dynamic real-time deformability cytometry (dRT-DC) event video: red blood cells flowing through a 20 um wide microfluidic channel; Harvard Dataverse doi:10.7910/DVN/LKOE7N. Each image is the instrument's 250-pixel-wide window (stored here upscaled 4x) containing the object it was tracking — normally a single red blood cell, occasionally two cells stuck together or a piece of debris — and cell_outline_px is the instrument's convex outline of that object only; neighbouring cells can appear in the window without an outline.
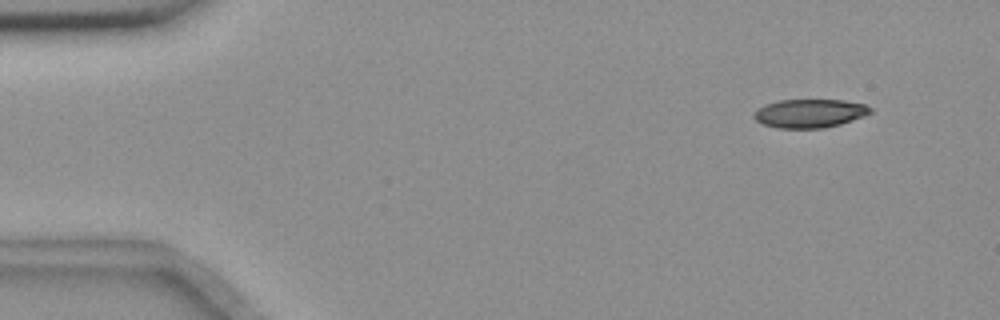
{"species": "common noctule bat (a hibernating species)", "species_latin": "Nyctalus noctula", "temperature_condition": "room temperature", "stored_images_in_passage": 4, "camera_frame_rate_fps": 3000, "um_per_image_px": 0.085, "animal": {"sex": "female", "body_mass_g": 18.4}, "frame": {"image": 1, "passage_image": 1, "time_ms": 0.0, "image_size_px": [1000, 320], "cell_outline_px": [[872, 112], [864, 116], [840, 124], [824, 128], [780, 128], [764, 124], [756, 120], [752, 116], [752, 112], [764, 104], [780, 100], [840, 100], [864, 104], [872, 108]], "centroid_in_image_um": [68.8, 9.63], "position_along_channel_um": 16.2, "area_um2": 19.36}}